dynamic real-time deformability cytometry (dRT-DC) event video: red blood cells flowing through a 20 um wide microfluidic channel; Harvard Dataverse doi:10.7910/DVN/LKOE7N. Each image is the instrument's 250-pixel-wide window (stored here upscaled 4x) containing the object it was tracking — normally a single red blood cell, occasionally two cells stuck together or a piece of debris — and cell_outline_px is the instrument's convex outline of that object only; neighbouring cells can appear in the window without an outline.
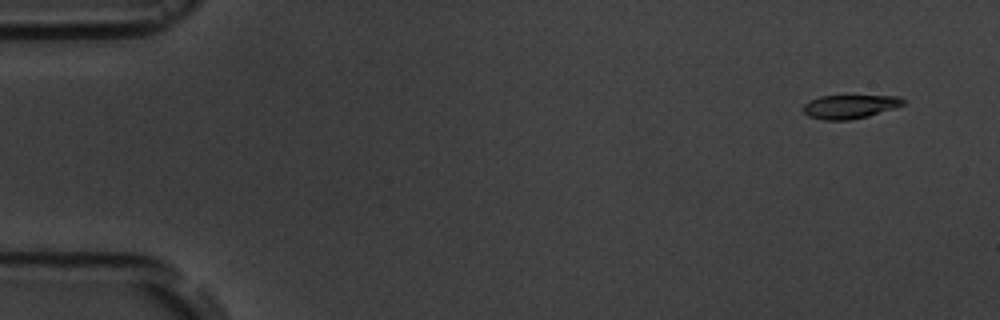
{"species": "common noctule bat (a hibernating species)", "species_latin": "Nyctalus noctula", "temperature_condition": "room temperature", "stored_images_in_passage": 7, "camera_frame_rate_fps": 3000, "um_per_image_px": 0.085, "animal": {"sex": "male", "body_mass_g": 19.5, "forearm_length_mm": 54.6}, "frame": {"image": 1, "passage_image": 2, "time_ms": 1.0, "image_size_px": [1000, 320], "cell_outline_px": [[904, 104], [896, 108], [868, 116], [848, 120], [824, 120], [808, 116], [804, 112], [804, 104], [820, 96], [900, 96], [904, 100]], "centroid_in_image_um": [72.26, 9.06], "position_along_channel_um": 12.7, "area_um2": 13.7}}
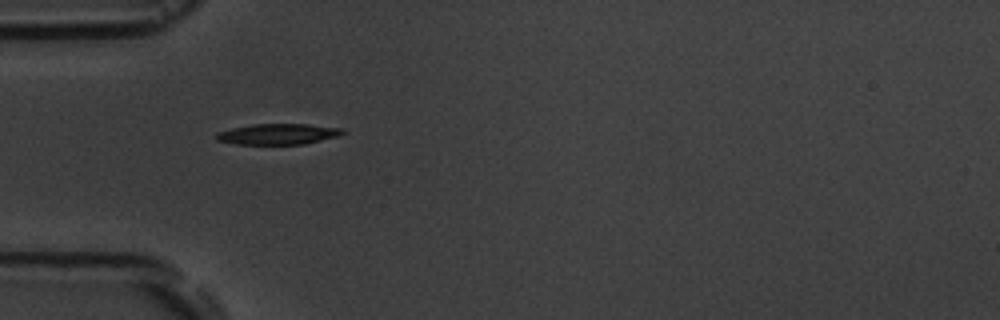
{"frame": {"image": 2, "passage_image": 6, "time_ms": 5.667, "image_size_px": [1000, 320], "cell_outline_px": [[344, 132], [340, 136], [304, 144], [236, 144], [216, 140], [216, 132], [232, 128], [252, 124], [308, 124], [344, 128]], "centroid_in_image_um": [23.65, 11.39], "position_along_channel_um": 61.3, "area_um2": 15.37}}
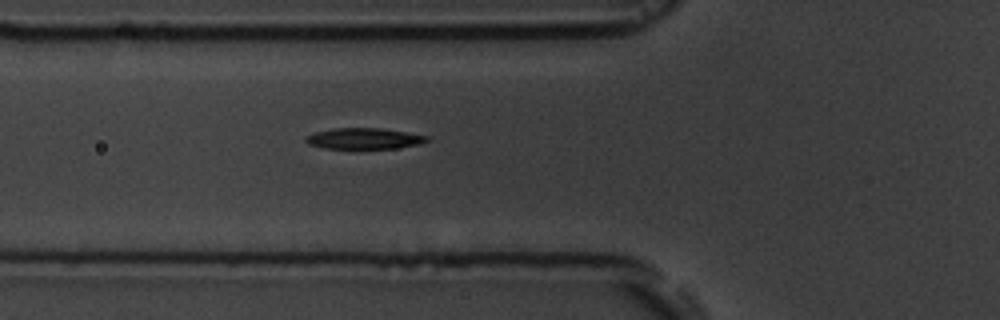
{"frame": {"image": 3, "passage_image": 7, "time_ms": 6.667, "image_size_px": [1000, 320], "cell_outline_px": [[428, 140], [420, 144], [396, 148], [324, 148], [308, 144], [304, 140], [308, 136], [316, 132], [336, 128], [380, 128], [428, 136]], "centroid_in_image_um": [30.94, 11.78], "position_along_channel_um": 94.9, "area_um2": 14.51}}